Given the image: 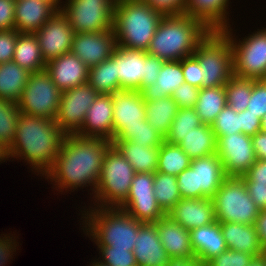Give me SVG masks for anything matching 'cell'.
Returning a JSON list of instances; mask_svg holds the SVG:
<instances>
[{"label":"cell","mask_w":266,"mask_h":266,"mask_svg":"<svg viewBox=\"0 0 266 266\" xmlns=\"http://www.w3.org/2000/svg\"><path fill=\"white\" fill-rule=\"evenodd\" d=\"M87 83L99 94H113L120 90V81L116 77V49L109 59L89 69Z\"/></svg>","instance_id":"36"},{"label":"cell","mask_w":266,"mask_h":266,"mask_svg":"<svg viewBox=\"0 0 266 266\" xmlns=\"http://www.w3.org/2000/svg\"><path fill=\"white\" fill-rule=\"evenodd\" d=\"M144 75V51L116 46V77L120 90L141 91Z\"/></svg>","instance_id":"25"},{"label":"cell","mask_w":266,"mask_h":266,"mask_svg":"<svg viewBox=\"0 0 266 266\" xmlns=\"http://www.w3.org/2000/svg\"><path fill=\"white\" fill-rule=\"evenodd\" d=\"M184 82L181 60L164 61L157 81L146 86L140 92L144 101L158 100L172 96L174 90Z\"/></svg>","instance_id":"29"},{"label":"cell","mask_w":266,"mask_h":266,"mask_svg":"<svg viewBox=\"0 0 266 266\" xmlns=\"http://www.w3.org/2000/svg\"><path fill=\"white\" fill-rule=\"evenodd\" d=\"M254 226L255 230L257 231L260 244L266 251V209L260 210L259 215L255 220Z\"/></svg>","instance_id":"58"},{"label":"cell","mask_w":266,"mask_h":266,"mask_svg":"<svg viewBox=\"0 0 266 266\" xmlns=\"http://www.w3.org/2000/svg\"><path fill=\"white\" fill-rule=\"evenodd\" d=\"M253 259L248 253L227 249L209 260L205 266H248Z\"/></svg>","instance_id":"46"},{"label":"cell","mask_w":266,"mask_h":266,"mask_svg":"<svg viewBox=\"0 0 266 266\" xmlns=\"http://www.w3.org/2000/svg\"><path fill=\"white\" fill-rule=\"evenodd\" d=\"M220 228L228 249L248 253L254 258L264 254L254 224L220 222Z\"/></svg>","instance_id":"28"},{"label":"cell","mask_w":266,"mask_h":266,"mask_svg":"<svg viewBox=\"0 0 266 266\" xmlns=\"http://www.w3.org/2000/svg\"><path fill=\"white\" fill-rule=\"evenodd\" d=\"M230 0H186L185 14L200 20L209 30H223L231 26Z\"/></svg>","instance_id":"24"},{"label":"cell","mask_w":266,"mask_h":266,"mask_svg":"<svg viewBox=\"0 0 266 266\" xmlns=\"http://www.w3.org/2000/svg\"><path fill=\"white\" fill-rule=\"evenodd\" d=\"M19 32L13 30H0V64L13 59Z\"/></svg>","instance_id":"49"},{"label":"cell","mask_w":266,"mask_h":266,"mask_svg":"<svg viewBox=\"0 0 266 266\" xmlns=\"http://www.w3.org/2000/svg\"><path fill=\"white\" fill-rule=\"evenodd\" d=\"M249 195L255 205L260 209H266V185L257 182H245Z\"/></svg>","instance_id":"56"},{"label":"cell","mask_w":266,"mask_h":266,"mask_svg":"<svg viewBox=\"0 0 266 266\" xmlns=\"http://www.w3.org/2000/svg\"><path fill=\"white\" fill-rule=\"evenodd\" d=\"M193 55L201 65L202 88L225 86L234 75L231 42L221 30H210Z\"/></svg>","instance_id":"7"},{"label":"cell","mask_w":266,"mask_h":266,"mask_svg":"<svg viewBox=\"0 0 266 266\" xmlns=\"http://www.w3.org/2000/svg\"><path fill=\"white\" fill-rule=\"evenodd\" d=\"M98 95L88 83L62 92L55 121L66 136L81 131L87 111Z\"/></svg>","instance_id":"13"},{"label":"cell","mask_w":266,"mask_h":266,"mask_svg":"<svg viewBox=\"0 0 266 266\" xmlns=\"http://www.w3.org/2000/svg\"><path fill=\"white\" fill-rule=\"evenodd\" d=\"M202 124L195 108H179L169 132L165 136V141L171 144H179L192 129Z\"/></svg>","instance_id":"40"},{"label":"cell","mask_w":266,"mask_h":266,"mask_svg":"<svg viewBox=\"0 0 266 266\" xmlns=\"http://www.w3.org/2000/svg\"><path fill=\"white\" fill-rule=\"evenodd\" d=\"M247 110L259 118L266 114V79H252V92Z\"/></svg>","instance_id":"45"},{"label":"cell","mask_w":266,"mask_h":266,"mask_svg":"<svg viewBox=\"0 0 266 266\" xmlns=\"http://www.w3.org/2000/svg\"><path fill=\"white\" fill-rule=\"evenodd\" d=\"M164 60L144 51V75L141 90L157 81Z\"/></svg>","instance_id":"50"},{"label":"cell","mask_w":266,"mask_h":266,"mask_svg":"<svg viewBox=\"0 0 266 266\" xmlns=\"http://www.w3.org/2000/svg\"><path fill=\"white\" fill-rule=\"evenodd\" d=\"M20 114L17 103L0 98V141L8 148L15 137Z\"/></svg>","instance_id":"42"},{"label":"cell","mask_w":266,"mask_h":266,"mask_svg":"<svg viewBox=\"0 0 266 266\" xmlns=\"http://www.w3.org/2000/svg\"><path fill=\"white\" fill-rule=\"evenodd\" d=\"M163 15L181 14L184 12L186 0H143Z\"/></svg>","instance_id":"52"},{"label":"cell","mask_w":266,"mask_h":266,"mask_svg":"<svg viewBox=\"0 0 266 266\" xmlns=\"http://www.w3.org/2000/svg\"><path fill=\"white\" fill-rule=\"evenodd\" d=\"M209 31L200 20L185 13L164 15L146 52L164 61L182 60L193 55Z\"/></svg>","instance_id":"4"},{"label":"cell","mask_w":266,"mask_h":266,"mask_svg":"<svg viewBox=\"0 0 266 266\" xmlns=\"http://www.w3.org/2000/svg\"><path fill=\"white\" fill-rule=\"evenodd\" d=\"M216 140L211 125L202 124L192 129L178 145L191 159H195L217 153Z\"/></svg>","instance_id":"32"},{"label":"cell","mask_w":266,"mask_h":266,"mask_svg":"<svg viewBox=\"0 0 266 266\" xmlns=\"http://www.w3.org/2000/svg\"><path fill=\"white\" fill-rule=\"evenodd\" d=\"M80 136L113 141V101L111 94H99L89 107Z\"/></svg>","instance_id":"22"},{"label":"cell","mask_w":266,"mask_h":266,"mask_svg":"<svg viewBox=\"0 0 266 266\" xmlns=\"http://www.w3.org/2000/svg\"><path fill=\"white\" fill-rule=\"evenodd\" d=\"M178 110L179 107L172 99V96L153 101H145L147 122L164 137L168 134Z\"/></svg>","instance_id":"34"},{"label":"cell","mask_w":266,"mask_h":266,"mask_svg":"<svg viewBox=\"0 0 266 266\" xmlns=\"http://www.w3.org/2000/svg\"><path fill=\"white\" fill-rule=\"evenodd\" d=\"M110 140L71 134L64 137L54 165L43 176L61 194L90 187L92 199ZM50 180V181H49ZM54 185V186H53ZM79 188V189H78ZM77 189V190H76ZM66 191V192H65Z\"/></svg>","instance_id":"1"},{"label":"cell","mask_w":266,"mask_h":266,"mask_svg":"<svg viewBox=\"0 0 266 266\" xmlns=\"http://www.w3.org/2000/svg\"><path fill=\"white\" fill-rule=\"evenodd\" d=\"M154 173H135L130 192L119 206L137 221L156 223L166 214L158 206L154 195Z\"/></svg>","instance_id":"14"},{"label":"cell","mask_w":266,"mask_h":266,"mask_svg":"<svg viewBox=\"0 0 266 266\" xmlns=\"http://www.w3.org/2000/svg\"><path fill=\"white\" fill-rule=\"evenodd\" d=\"M166 215L187 230L200 228L216 221L211 198H181Z\"/></svg>","instance_id":"20"},{"label":"cell","mask_w":266,"mask_h":266,"mask_svg":"<svg viewBox=\"0 0 266 266\" xmlns=\"http://www.w3.org/2000/svg\"><path fill=\"white\" fill-rule=\"evenodd\" d=\"M11 161L9 158L8 147L0 141V164L3 162Z\"/></svg>","instance_id":"60"},{"label":"cell","mask_w":266,"mask_h":266,"mask_svg":"<svg viewBox=\"0 0 266 266\" xmlns=\"http://www.w3.org/2000/svg\"><path fill=\"white\" fill-rule=\"evenodd\" d=\"M241 178L244 182H257V184L266 185V160H256Z\"/></svg>","instance_id":"55"},{"label":"cell","mask_w":266,"mask_h":266,"mask_svg":"<svg viewBox=\"0 0 266 266\" xmlns=\"http://www.w3.org/2000/svg\"><path fill=\"white\" fill-rule=\"evenodd\" d=\"M191 158L180 148L178 144L164 141L159 147L158 172L177 176L183 170L190 167Z\"/></svg>","instance_id":"37"},{"label":"cell","mask_w":266,"mask_h":266,"mask_svg":"<svg viewBox=\"0 0 266 266\" xmlns=\"http://www.w3.org/2000/svg\"><path fill=\"white\" fill-rule=\"evenodd\" d=\"M46 63L71 51L74 30L68 18L59 10L35 33Z\"/></svg>","instance_id":"16"},{"label":"cell","mask_w":266,"mask_h":266,"mask_svg":"<svg viewBox=\"0 0 266 266\" xmlns=\"http://www.w3.org/2000/svg\"><path fill=\"white\" fill-rule=\"evenodd\" d=\"M112 144L132 165L135 173H154L158 166L159 147H147L128 140H113Z\"/></svg>","instance_id":"30"},{"label":"cell","mask_w":266,"mask_h":266,"mask_svg":"<svg viewBox=\"0 0 266 266\" xmlns=\"http://www.w3.org/2000/svg\"><path fill=\"white\" fill-rule=\"evenodd\" d=\"M3 235V236H2ZM13 233H3L0 235V266H7L13 260L16 250H19L18 236Z\"/></svg>","instance_id":"51"},{"label":"cell","mask_w":266,"mask_h":266,"mask_svg":"<svg viewBox=\"0 0 266 266\" xmlns=\"http://www.w3.org/2000/svg\"><path fill=\"white\" fill-rule=\"evenodd\" d=\"M117 0H65L61 12L68 18L74 33L102 32L113 29Z\"/></svg>","instance_id":"11"},{"label":"cell","mask_w":266,"mask_h":266,"mask_svg":"<svg viewBox=\"0 0 266 266\" xmlns=\"http://www.w3.org/2000/svg\"><path fill=\"white\" fill-rule=\"evenodd\" d=\"M31 73L14 61L0 64V98L17 103Z\"/></svg>","instance_id":"33"},{"label":"cell","mask_w":266,"mask_h":266,"mask_svg":"<svg viewBox=\"0 0 266 266\" xmlns=\"http://www.w3.org/2000/svg\"><path fill=\"white\" fill-rule=\"evenodd\" d=\"M211 128L216 139L219 136L241 133L240 112L237 113L231 107L226 105L211 124Z\"/></svg>","instance_id":"43"},{"label":"cell","mask_w":266,"mask_h":266,"mask_svg":"<svg viewBox=\"0 0 266 266\" xmlns=\"http://www.w3.org/2000/svg\"><path fill=\"white\" fill-rule=\"evenodd\" d=\"M65 136L55 120L21 113L9 158L24 160L34 175L42 177L54 165Z\"/></svg>","instance_id":"2"},{"label":"cell","mask_w":266,"mask_h":266,"mask_svg":"<svg viewBox=\"0 0 266 266\" xmlns=\"http://www.w3.org/2000/svg\"><path fill=\"white\" fill-rule=\"evenodd\" d=\"M240 127L241 133L252 137L261 130V118L247 109L243 110L240 112Z\"/></svg>","instance_id":"54"},{"label":"cell","mask_w":266,"mask_h":266,"mask_svg":"<svg viewBox=\"0 0 266 266\" xmlns=\"http://www.w3.org/2000/svg\"><path fill=\"white\" fill-rule=\"evenodd\" d=\"M113 101V139L123 127H136L146 119L145 101L140 91L119 90Z\"/></svg>","instance_id":"19"},{"label":"cell","mask_w":266,"mask_h":266,"mask_svg":"<svg viewBox=\"0 0 266 266\" xmlns=\"http://www.w3.org/2000/svg\"><path fill=\"white\" fill-rule=\"evenodd\" d=\"M252 138L257 160H266V132L259 131Z\"/></svg>","instance_id":"57"},{"label":"cell","mask_w":266,"mask_h":266,"mask_svg":"<svg viewBox=\"0 0 266 266\" xmlns=\"http://www.w3.org/2000/svg\"><path fill=\"white\" fill-rule=\"evenodd\" d=\"M16 0H0V30L15 29Z\"/></svg>","instance_id":"53"},{"label":"cell","mask_w":266,"mask_h":266,"mask_svg":"<svg viewBox=\"0 0 266 266\" xmlns=\"http://www.w3.org/2000/svg\"><path fill=\"white\" fill-rule=\"evenodd\" d=\"M134 175L132 165L112 144L103 159L98 185L89 206L119 207L130 192Z\"/></svg>","instance_id":"6"},{"label":"cell","mask_w":266,"mask_h":266,"mask_svg":"<svg viewBox=\"0 0 266 266\" xmlns=\"http://www.w3.org/2000/svg\"><path fill=\"white\" fill-rule=\"evenodd\" d=\"M227 106L237 113L246 110L252 92V79L233 75L224 86Z\"/></svg>","instance_id":"41"},{"label":"cell","mask_w":266,"mask_h":266,"mask_svg":"<svg viewBox=\"0 0 266 266\" xmlns=\"http://www.w3.org/2000/svg\"><path fill=\"white\" fill-rule=\"evenodd\" d=\"M89 264L90 265H87V266H108V265L100 262L98 259H96V257H95V259L93 261L91 260V262Z\"/></svg>","instance_id":"62"},{"label":"cell","mask_w":266,"mask_h":266,"mask_svg":"<svg viewBox=\"0 0 266 266\" xmlns=\"http://www.w3.org/2000/svg\"><path fill=\"white\" fill-rule=\"evenodd\" d=\"M61 94L62 91L44 70L29 75L17 104L23 114L55 120Z\"/></svg>","instance_id":"12"},{"label":"cell","mask_w":266,"mask_h":266,"mask_svg":"<svg viewBox=\"0 0 266 266\" xmlns=\"http://www.w3.org/2000/svg\"><path fill=\"white\" fill-rule=\"evenodd\" d=\"M212 199L218 222L254 224L260 212L241 177H227Z\"/></svg>","instance_id":"10"},{"label":"cell","mask_w":266,"mask_h":266,"mask_svg":"<svg viewBox=\"0 0 266 266\" xmlns=\"http://www.w3.org/2000/svg\"><path fill=\"white\" fill-rule=\"evenodd\" d=\"M199 88L184 82L174 90L172 99L179 108H194L198 99Z\"/></svg>","instance_id":"48"},{"label":"cell","mask_w":266,"mask_h":266,"mask_svg":"<svg viewBox=\"0 0 266 266\" xmlns=\"http://www.w3.org/2000/svg\"><path fill=\"white\" fill-rule=\"evenodd\" d=\"M168 266H205L196 257H170Z\"/></svg>","instance_id":"59"},{"label":"cell","mask_w":266,"mask_h":266,"mask_svg":"<svg viewBox=\"0 0 266 266\" xmlns=\"http://www.w3.org/2000/svg\"><path fill=\"white\" fill-rule=\"evenodd\" d=\"M134 241L133 253L138 266H168L170 257L163 248L155 223H143Z\"/></svg>","instance_id":"23"},{"label":"cell","mask_w":266,"mask_h":266,"mask_svg":"<svg viewBox=\"0 0 266 266\" xmlns=\"http://www.w3.org/2000/svg\"><path fill=\"white\" fill-rule=\"evenodd\" d=\"M163 16L143 0H117L113 16L117 45L147 51Z\"/></svg>","instance_id":"5"},{"label":"cell","mask_w":266,"mask_h":266,"mask_svg":"<svg viewBox=\"0 0 266 266\" xmlns=\"http://www.w3.org/2000/svg\"><path fill=\"white\" fill-rule=\"evenodd\" d=\"M181 65L185 82L201 89L203 76L198 59L194 55L187 56L181 60Z\"/></svg>","instance_id":"47"},{"label":"cell","mask_w":266,"mask_h":266,"mask_svg":"<svg viewBox=\"0 0 266 266\" xmlns=\"http://www.w3.org/2000/svg\"><path fill=\"white\" fill-rule=\"evenodd\" d=\"M154 195L161 210L167 214L181 199L176 176L154 172Z\"/></svg>","instance_id":"38"},{"label":"cell","mask_w":266,"mask_h":266,"mask_svg":"<svg viewBox=\"0 0 266 266\" xmlns=\"http://www.w3.org/2000/svg\"><path fill=\"white\" fill-rule=\"evenodd\" d=\"M117 46L114 30L75 33L71 46L74 53L90 69L109 59Z\"/></svg>","instance_id":"17"},{"label":"cell","mask_w":266,"mask_h":266,"mask_svg":"<svg viewBox=\"0 0 266 266\" xmlns=\"http://www.w3.org/2000/svg\"><path fill=\"white\" fill-rule=\"evenodd\" d=\"M227 105L224 86L201 88L195 105L203 124L211 125L221 110Z\"/></svg>","instance_id":"35"},{"label":"cell","mask_w":266,"mask_h":266,"mask_svg":"<svg viewBox=\"0 0 266 266\" xmlns=\"http://www.w3.org/2000/svg\"><path fill=\"white\" fill-rule=\"evenodd\" d=\"M85 207L86 204L83 211L79 210L80 227L94 245L134 251V240L142 222L119 207Z\"/></svg>","instance_id":"3"},{"label":"cell","mask_w":266,"mask_h":266,"mask_svg":"<svg viewBox=\"0 0 266 266\" xmlns=\"http://www.w3.org/2000/svg\"><path fill=\"white\" fill-rule=\"evenodd\" d=\"M20 67L32 73L43 72L46 67L38 39L33 33H19L13 59Z\"/></svg>","instance_id":"31"},{"label":"cell","mask_w":266,"mask_h":266,"mask_svg":"<svg viewBox=\"0 0 266 266\" xmlns=\"http://www.w3.org/2000/svg\"><path fill=\"white\" fill-rule=\"evenodd\" d=\"M113 140H128L141 146L160 147L165 141V137L159 131L153 129L147 120L144 119L136 127H123L114 136Z\"/></svg>","instance_id":"39"},{"label":"cell","mask_w":266,"mask_h":266,"mask_svg":"<svg viewBox=\"0 0 266 266\" xmlns=\"http://www.w3.org/2000/svg\"><path fill=\"white\" fill-rule=\"evenodd\" d=\"M227 178L217 153L191 159L190 167L176 176L181 198H213Z\"/></svg>","instance_id":"9"},{"label":"cell","mask_w":266,"mask_h":266,"mask_svg":"<svg viewBox=\"0 0 266 266\" xmlns=\"http://www.w3.org/2000/svg\"><path fill=\"white\" fill-rule=\"evenodd\" d=\"M62 0H16L15 29L35 33L60 10Z\"/></svg>","instance_id":"18"},{"label":"cell","mask_w":266,"mask_h":266,"mask_svg":"<svg viewBox=\"0 0 266 266\" xmlns=\"http://www.w3.org/2000/svg\"><path fill=\"white\" fill-rule=\"evenodd\" d=\"M261 131L266 132V114L261 118Z\"/></svg>","instance_id":"63"},{"label":"cell","mask_w":266,"mask_h":266,"mask_svg":"<svg viewBox=\"0 0 266 266\" xmlns=\"http://www.w3.org/2000/svg\"><path fill=\"white\" fill-rule=\"evenodd\" d=\"M100 262L108 266H138L133 251L114 249L111 246H97Z\"/></svg>","instance_id":"44"},{"label":"cell","mask_w":266,"mask_h":266,"mask_svg":"<svg viewBox=\"0 0 266 266\" xmlns=\"http://www.w3.org/2000/svg\"><path fill=\"white\" fill-rule=\"evenodd\" d=\"M160 241L169 257H195L189 230L165 215L156 223Z\"/></svg>","instance_id":"27"},{"label":"cell","mask_w":266,"mask_h":266,"mask_svg":"<svg viewBox=\"0 0 266 266\" xmlns=\"http://www.w3.org/2000/svg\"><path fill=\"white\" fill-rule=\"evenodd\" d=\"M189 233L195 257L204 265L228 249L218 221L200 228L191 229Z\"/></svg>","instance_id":"26"},{"label":"cell","mask_w":266,"mask_h":266,"mask_svg":"<svg viewBox=\"0 0 266 266\" xmlns=\"http://www.w3.org/2000/svg\"><path fill=\"white\" fill-rule=\"evenodd\" d=\"M217 155L227 177H241L255 163L256 156L251 136L243 133L219 136Z\"/></svg>","instance_id":"15"},{"label":"cell","mask_w":266,"mask_h":266,"mask_svg":"<svg viewBox=\"0 0 266 266\" xmlns=\"http://www.w3.org/2000/svg\"><path fill=\"white\" fill-rule=\"evenodd\" d=\"M45 71L62 92L88 81L89 68L71 51L46 63Z\"/></svg>","instance_id":"21"},{"label":"cell","mask_w":266,"mask_h":266,"mask_svg":"<svg viewBox=\"0 0 266 266\" xmlns=\"http://www.w3.org/2000/svg\"><path fill=\"white\" fill-rule=\"evenodd\" d=\"M232 25L221 30L230 40L233 50L234 75L247 79H266V27L239 38Z\"/></svg>","instance_id":"8"},{"label":"cell","mask_w":266,"mask_h":266,"mask_svg":"<svg viewBox=\"0 0 266 266\" xmlns=\"http://www.w3.org/2000/svg\"><path fill=\"white\" fill-rule=\"evenodd\" d=\"M248 266H265V252L261 257L254 258Z\"/></svg>","instance_id":"61"}]
</instances>
